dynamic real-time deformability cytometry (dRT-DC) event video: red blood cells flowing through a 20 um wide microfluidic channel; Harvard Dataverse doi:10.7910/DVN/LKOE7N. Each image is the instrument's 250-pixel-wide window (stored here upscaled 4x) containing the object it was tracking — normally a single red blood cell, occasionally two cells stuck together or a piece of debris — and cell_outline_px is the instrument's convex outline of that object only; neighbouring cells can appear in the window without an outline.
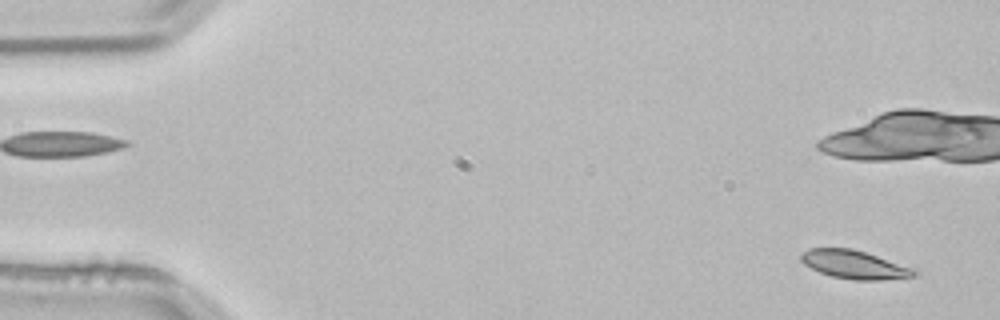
{"species": "common noctule bat (a hibernating species)", "species_latin": "Nyctalus noctula", "temperature_condition": "room temperature", "stored_images_in_passage": 3, "camera_frame_rate_fps": 3000, "um_per_image_px": 0.085, "animal": {"sex": "male", "body_mass_g": 21.5, "forearm_length_mm": 52.0}, "frame": {"image": 1, "passage_image": 3, "time_ms": 0.667, "image_size_px": [1000, 320], "cell_outline_px": [[920, 272], [916, 276], [880, 280], [852, 280], [832, 276], [820, 272], [804, 264], [800, 260], [800, 256], [808, 248], [852, 248], [912, 268]], "centroid_in_image_um": [72.61, 22.49], "position_along_channel_um": 12.4, "area_um2": 18.5}}